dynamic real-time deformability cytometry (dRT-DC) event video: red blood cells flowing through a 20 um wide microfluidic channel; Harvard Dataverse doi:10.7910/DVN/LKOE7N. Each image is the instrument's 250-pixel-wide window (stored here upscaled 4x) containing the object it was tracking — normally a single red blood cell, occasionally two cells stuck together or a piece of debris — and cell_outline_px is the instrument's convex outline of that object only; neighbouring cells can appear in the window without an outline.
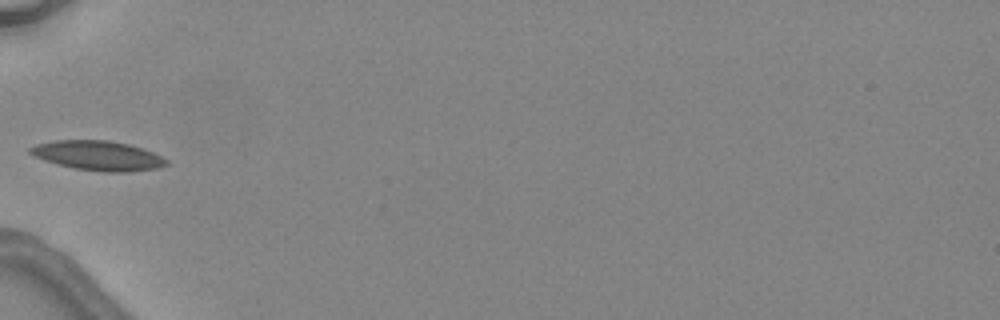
{"species": "common noctule bat (a hibernating species)", "species_latin": "Nyctalus noctula", "temperature_condition": "warm", "stored_images_in_passage": 1, "camera_frame_rate_fps": 3000, "um_per_image_px": 0.085, "animal": {"sex": "female", "body_mass_g": 24.6, "forearm_length_mm": 56.2}, "frame": {"image": 1, "passage_image": 1, "time_ms": 0.0, "image_size_px": [1000, 320], "cell_outline_px": [[168, 164], [156, 168], [128, 172], [104, 172], [76, 168], [44, 160], [28, 152], [28, 148], [36, 144], [56, 140], [108, 140], [128, 144], [152, 152], [168, 160]], "centroid_in_image_um": [8.32, 13.22], "position_along_channel_um": 76.7, "area_um2": 23.18}}